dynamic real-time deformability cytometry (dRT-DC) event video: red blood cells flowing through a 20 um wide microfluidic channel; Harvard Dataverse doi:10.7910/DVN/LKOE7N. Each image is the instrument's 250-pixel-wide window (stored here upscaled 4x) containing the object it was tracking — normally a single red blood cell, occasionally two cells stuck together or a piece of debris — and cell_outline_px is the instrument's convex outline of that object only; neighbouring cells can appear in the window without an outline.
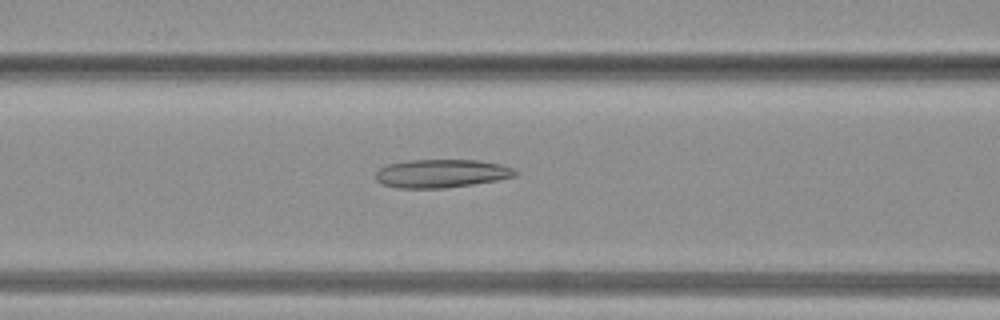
{"species": "common noctule bat (a hibernating species)", "species_latin": "Nyctalus noctula", "temperature_condition": "warm", "stored_images_in_passage": 29, "camera_frame_rate_fps": 3000, "um_per_image_px": 0.085, "animal": {"sex": "female", "body_mass_g": 19.3, "forearm_length_mm": 54.1}, "frame": {"image": 1, "passage_image": 7, "time_ms": 2.0, "image_size_px": [1000, 320], "cell_outline_px": [[520, 172], [516, 176], [496, 180], [472, 184], [444, 188], [396, 188], [380, 184], [376, 180], [376, 172], [380, 168], [388, 164], [408, 160], [476, 160], [500, 164], [516, 168]], "centroid_in_image_um": [37.53, 14.74], "position_along_channel_um": 129.1, "area_um2": 23.18}}
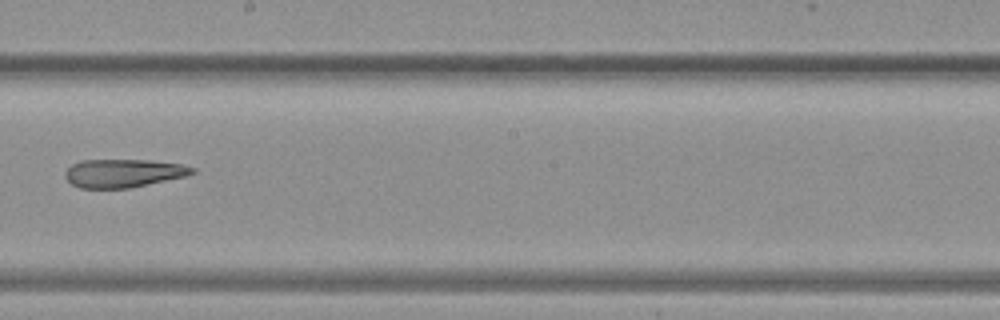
{"frame": {"image": 2, "passage_image": 13, "time_ms": 4.0, "image_size_px": [1000, 320], "cell_outline_px": [[196, 172], [184, 176], [128, 188], [80, 188], [72, 184], [64, 176], [64, 172], [72, 164], [80, 160], [148, 160], [180, 164], [196, 168]], "centroid_in_image_um": [10.45, 14.71], "position_along_channel_um": 237.8, "area_um2": 20.75}}
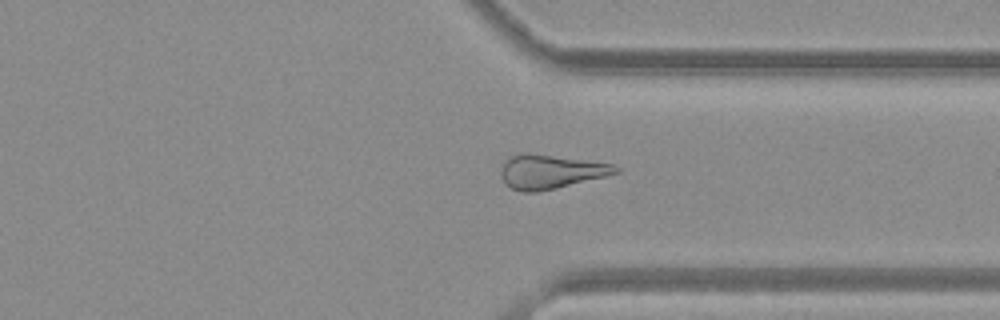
{"frame": {"image": 3, "passage_image": 20, "time_ms": 6.333, "image_size_px": [1000, 320], "cell_outline_px": [[620, 172], [556, 188], [536, 192], [520, 192], [504, 184], [500, 176], [500, 168], [504, 160], [508, 156], [520, 152], [528, 152], [612, 164], [620, 168]], "centroid_in_image_um": [46.7, 14.58], "position_along_channel_um": 364.7, "area_um2": 22.89}}